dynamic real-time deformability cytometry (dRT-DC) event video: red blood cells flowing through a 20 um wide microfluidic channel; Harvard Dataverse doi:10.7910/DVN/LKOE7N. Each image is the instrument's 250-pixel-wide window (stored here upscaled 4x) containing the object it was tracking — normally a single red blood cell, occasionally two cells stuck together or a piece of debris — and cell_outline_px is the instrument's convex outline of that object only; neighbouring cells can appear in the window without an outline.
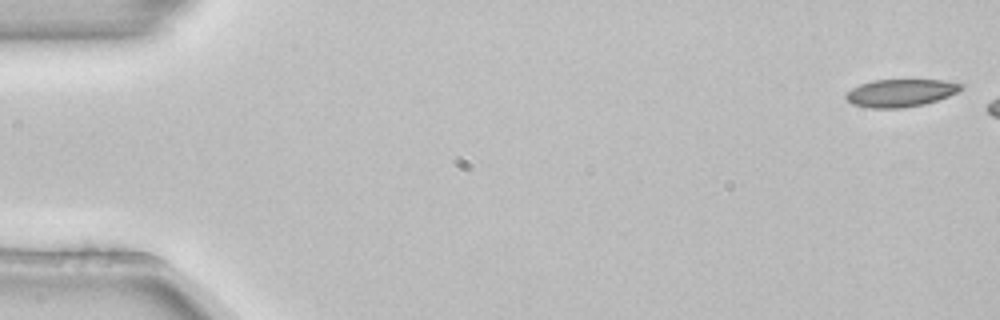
{"species": "common noctule bat (a hibernating species)", "species_latin": "Nyctalus noctula", "temperature_condition": "room temperature", "stored_images_in_passage": 3, "camera_frame_rate_fps": 3000, "um_per_image_px": 0.085, "animal": {"sex": "female", "body_mass_g": 22.7, "forearm_length_mm": 54.2}, "frame": {"image": 1, "passage_image": 1, "time_ms": 0.0, "image_size_px": [1000, 320], "cell_outline_px": [[964, 88], [948, 96], [924, 104], [904, 108], [868, 108], [852, 104], [844, 96], [852, 88], [860, 84], [872, 80], [944, 80], [964, 84]], "centroid_in_image_um": [76.55, 7.9], "position_along_channel_um": 8.5, "area_um2": 18.55}}